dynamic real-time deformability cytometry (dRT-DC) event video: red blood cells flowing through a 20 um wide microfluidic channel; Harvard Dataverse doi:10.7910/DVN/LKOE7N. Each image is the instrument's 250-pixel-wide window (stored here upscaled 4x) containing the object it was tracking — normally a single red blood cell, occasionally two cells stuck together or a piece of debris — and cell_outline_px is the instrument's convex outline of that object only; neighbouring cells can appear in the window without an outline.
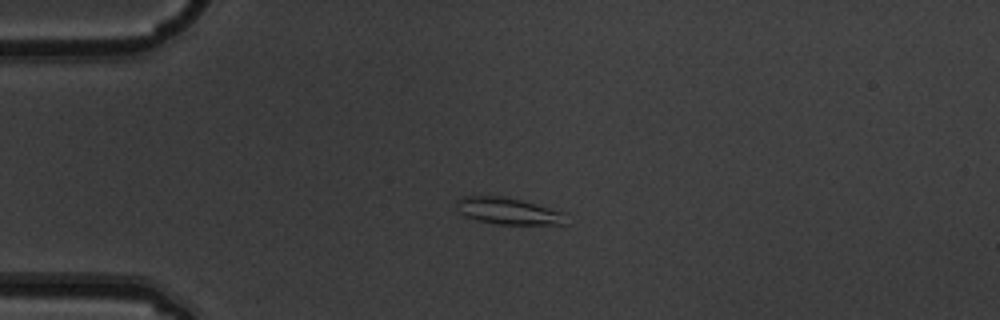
{"species": "common noctule bat (a hibernating species)", "species_latin": "Nyctalus noctula", "temperature_condition": "warm", "stored_images_in_passage": 1, "camera_frame_rate_fps": 3000, "um_per_image_px": 0.085, "animal": {"sex": "male", "body_mass_g": 19.5, "forearm_length_mm": 54.6}, "frame": {"image": 1, "passage_image": 1, "time_ms": 0.0, "image_size_px": [1000, 320], "cell_outline_px": [[568, 224], [496, 224], [476, 220], [460, 212], [456, 208], [456, 200], [460, 196], [504, 196], [568, 212]], "centroid_in_image_um": [43.26, 17.94], "position_along_channel_um": 41.7, "area_um2": 17.28}}